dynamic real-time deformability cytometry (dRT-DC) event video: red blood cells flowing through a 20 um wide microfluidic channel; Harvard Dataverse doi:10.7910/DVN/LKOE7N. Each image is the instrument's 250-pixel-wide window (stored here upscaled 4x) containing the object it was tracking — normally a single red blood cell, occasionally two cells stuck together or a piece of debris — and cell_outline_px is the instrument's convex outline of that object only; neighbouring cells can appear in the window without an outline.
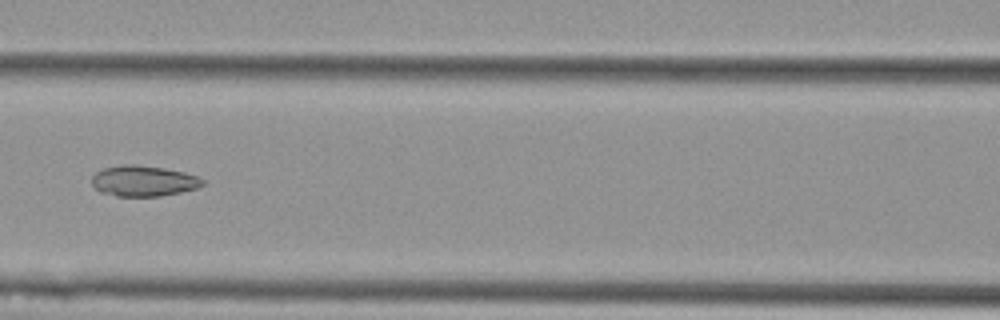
{"species": "Egyptian fruit bat (a non-hibernating species)", "species_latin": "Rousettus aegyptiacus", "temperature_condition": "cold", "stored_images_in_passage": 8, "camera_frame_rate_fps": 3000, "um_per_image_px": 0.085, "animal": {"sex": "female"}, "frame": {"image": 1, "passage_image": 7, "time_ms": 2.0, "image_size_px": [1000, 320], "cell_outline_px": [[204, 184], [196, 188], [180, 192], [160, 196], [116, 196], [100, 192], [92, 184], [92, 176], [96, 172], [104, 168], [124, 164], [136, 164], [164, 168], [184, 172], [196, 176], [204, 180]], "centroid_in_image_um": [12.18, 15.37], "position_along_channel_um": 154.4, "area_um2": 19.77}}
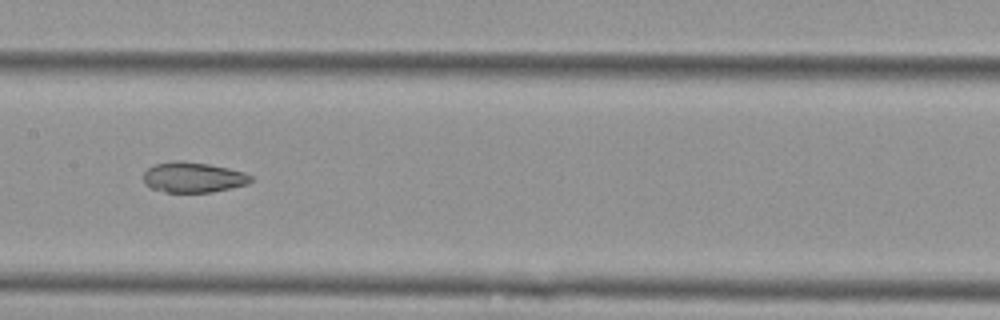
{"frame": {"image": 2, "passage_image": 8, "time_ms": 2.333, "image_size_px": [1000, 320], "cell_outline_px": [[252, 180], [248, 184], [212, 192], [164, 192], [152, 188], [144, 184], [144, 172], [148, 168], [156, 164], [172, 160], [184, 160], [208, 164], [228, 168], [244, 172], [252, 176]], "centroid_in_image_um": [16.41, 15.06], "position_along_channel_um": 191.0, "area_um2": 19.07}}